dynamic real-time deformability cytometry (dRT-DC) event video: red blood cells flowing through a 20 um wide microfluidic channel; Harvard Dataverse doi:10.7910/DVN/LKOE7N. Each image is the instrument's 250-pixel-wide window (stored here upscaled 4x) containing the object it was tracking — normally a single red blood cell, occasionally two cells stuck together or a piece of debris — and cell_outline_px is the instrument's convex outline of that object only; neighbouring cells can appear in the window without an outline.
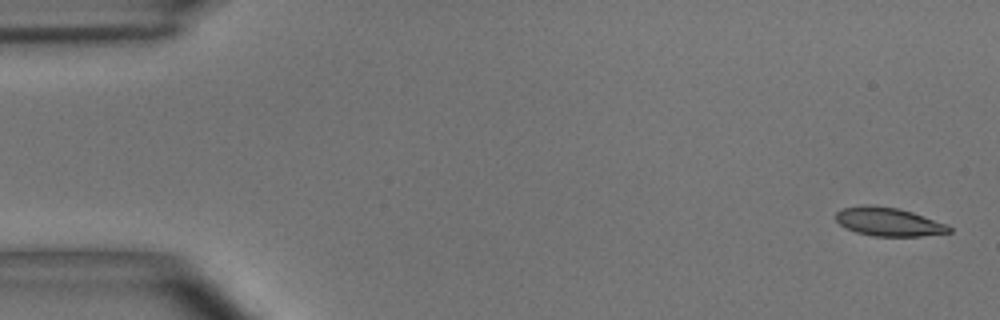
{"species": "common noctule bat (a hibernating species)", "species_latin": "Nyctalus noctula", "temperature_condition": "room temperature", "stored_images_in_passage": 6, "segment_of_instrument_passage": [1, 2], "camera_frame_rate_fps": 3000, "um_per_image_px": 0.085, "animal": {"sex": "male", "body_mass_g": 15.6}, "frame": {"image": 1, "passage_image": 1, "time_ms": 0.0, "image_size_px": [1000, 320], "cell_outline_px": [[952, 232], [920, 236], [872, 236], [856, 232], [840, 224], [836, 220], [836, 212], [844, 208], [868, 204], [872, 204], [900, 208], [948, 224], [952, 228]], "centroid_in_image_um": [75.56, 18.84], "position_along_channel_um": 9.4, "area_um2": 18.9}}
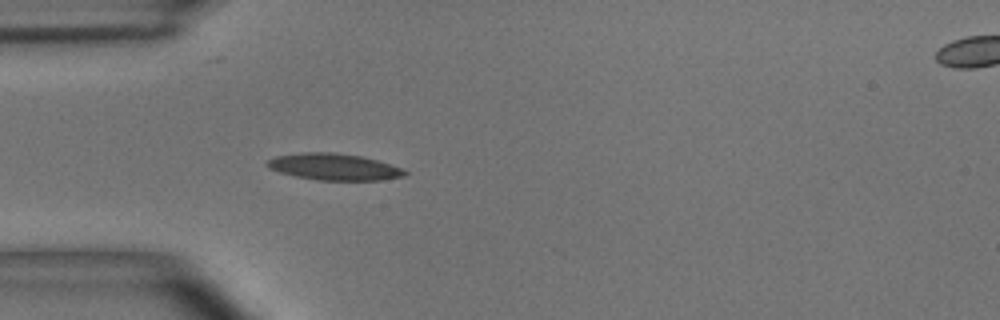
{"frame": {"image": 2, "passage_image": 5, "time_ms": 1.333, "image_size_px": [1000, 320], "cell_outline_px": [[408, 172], [404, 176], [380, 180], [316, 180], [296, 176], [280, 172], [268, 168], [264, 164], [268, 160], [276, 156], [304, 152], [332, 152], [360, 156], [376, 160], [400, 168]], "centroid_in_image_um": [28.34, 14.18], "position_along_channel_um": 56.7, "area_um2": 21.1}}